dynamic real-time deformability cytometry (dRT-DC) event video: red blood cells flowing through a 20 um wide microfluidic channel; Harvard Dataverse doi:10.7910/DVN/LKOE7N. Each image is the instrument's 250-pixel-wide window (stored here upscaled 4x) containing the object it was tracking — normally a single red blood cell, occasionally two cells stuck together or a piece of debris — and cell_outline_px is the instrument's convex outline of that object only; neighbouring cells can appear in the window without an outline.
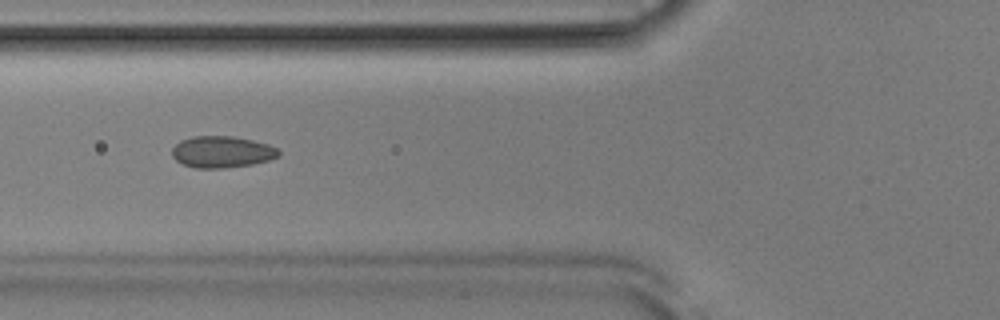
{"species": "Egyptian fruit bat (a non-hibernating species)", "species_latin": "Rousettus aegyptiacus", "temperature_condition": "room temperature", "stored_images_in_passage": 52, "camera_frame_rate_fps": 3000, "um_per_image_px": 0.085, "animal": {"sex": "male"}, "frame": {"image": 1, "passage_image": 20, "time_ms": 6.333, "image_size_px": [1000, 320], "cell_outline_px": [[280, 156], [268, 160], [252, 164], [224, 168], [196, 168], [184, 164], [176, 160], [172, 156], [172, 148], [180, 140], [192, 136], [232, 136], [252, 140], [268, 144], [276, 148], [280, 152]], "centroid_in_image_um": [18.85, 12.9], "position_along_channel_um": 106.9, "area_um2": 19.59}}
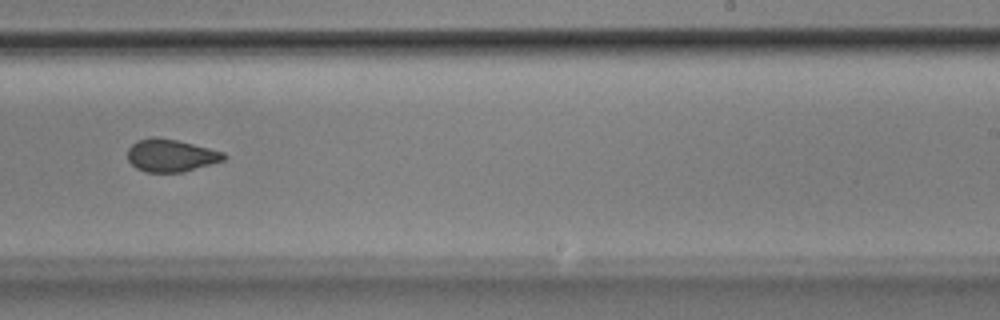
{"frame": {"image": 2, "passage_image": 33, "time_ms": 10.667, "image_size_px": [1000, 320], "cell_outline_px": [[228, 156], [224, 160], [180, 172], [144, 172], [136, 168], [128, 160], [128, 148], [136, 140], [152, 136], [156, 136], [176, 140], [224, 152]], "centroid_in_image_um": [14.48, 13.2], "position_along_channel_um": 274.5, "area_um2": 18.15}}
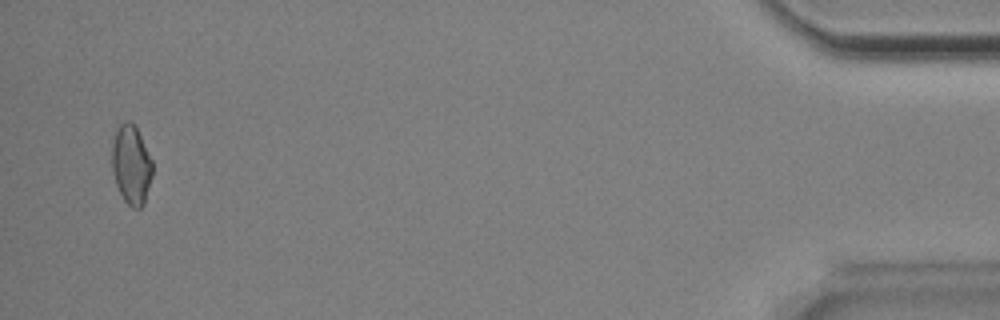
{"frame": {"image": 3, "passage_image": 51, "time_ms": 16.667, "image_size_px": [1000, 320], "cell_outline_px": [[152, 176], [144, 204], [140, 208], [132, 208], [124, 200], [116, 184], [112, 172], [112, 144], [116, 132], [120, 124], [124, 120], [128, 120], [136, 128], [152, 160]], "centroid_in_image_um": [11.15, 14.03], "position_along_channel_um": 424.0, "area_um2": 18.5}, "authors_computed_cell_mechanics": {"area_um2": 19.074, "velocity_mm_per_s": 3.869, "shape_relaxation_time_tau1_ms": 10.2346, "shape_relaxation_time_tau2_ms": 1.6057, "deformation_change_tau1": 0.1055, "deformation_change_tau2": 0.0556}}